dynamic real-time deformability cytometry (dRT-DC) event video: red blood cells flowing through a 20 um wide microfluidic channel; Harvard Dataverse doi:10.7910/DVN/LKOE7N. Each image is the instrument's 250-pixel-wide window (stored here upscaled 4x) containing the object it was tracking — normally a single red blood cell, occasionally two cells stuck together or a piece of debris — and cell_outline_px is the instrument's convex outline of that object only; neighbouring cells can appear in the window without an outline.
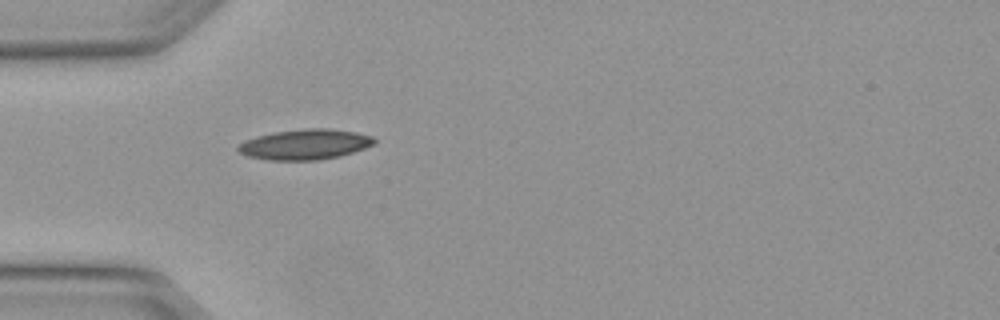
{"species": "Egyptian fruit bat (a non-hibernating species)", "species_latin": "Rousettus aegyptiacus", "temperature_condition": "warm", "stored_images_in_passage": 4, "camera_frame_rate_fps": 3000, "um_per_image_px": 0.085, "animal": {"sex": "female"}, "frame": {"image": 1, "passage_image": 4, "time_ms": 1.0, "image_size_px": [1000, 320], "cell_outline_px": [[376, 144], [340, 156], [316, 160], [268, 160], [248, 156], [240, 152], [236, 148], [244, 140], [256, 136], [276, 132], [304, 128], [328, 128], [356, 132], [372, 136], [376, 140]], "centroid_in_image_um": [25.94, 12.27], "position_along_channel_um": 59.1, "area_um2": 24.04}}